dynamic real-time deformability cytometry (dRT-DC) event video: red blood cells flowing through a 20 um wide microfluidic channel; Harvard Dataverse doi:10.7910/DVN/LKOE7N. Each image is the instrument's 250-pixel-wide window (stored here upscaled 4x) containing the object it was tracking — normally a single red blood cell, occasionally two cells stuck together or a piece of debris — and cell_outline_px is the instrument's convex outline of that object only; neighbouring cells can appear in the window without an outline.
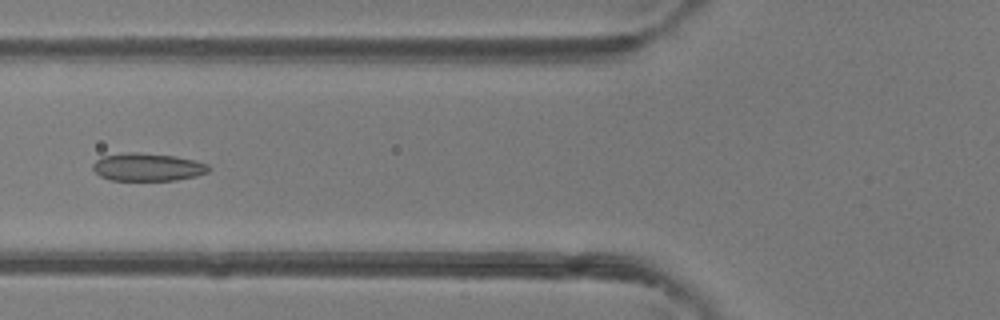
{"species": "common noctule bat (a hibernating species)", "species_latin": "Nyctalus noctula", "temperature_condition": "room temperature", "stored_images_in_passage": 22, "camera_frame_rate_fps": 3000, "um_per_image_px": 0.085, "animal": {"sex": "female"}, "frame": {"image": 1, "passage_image": 12, "time_ms": 3.667, "image_size_px": [1000, 320], "cell_outline_px": [[212, 168], [208, 172], [196, 176], [176, 180], [112, 180], [100, 176], [92, 168], [92, 164], [100, 156], [124, 152], [140, 152], [176, 156], [196, 160], [208, 164]], "centroid_in_image_um": [12.56, 14.19], "position_along_channel_um": 113.2, "area_um2": 19.07}}
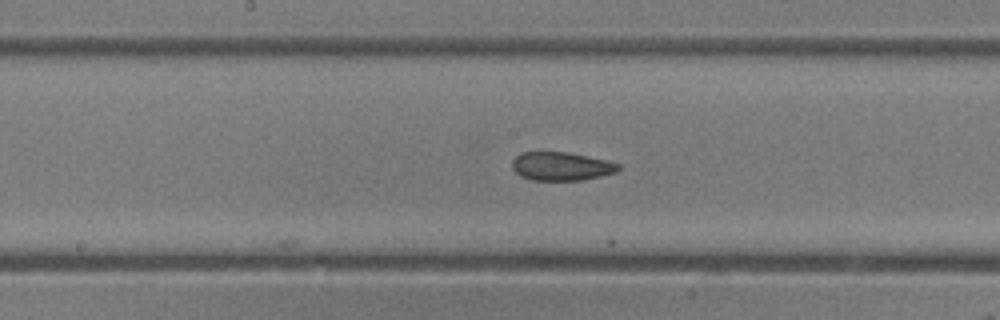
{"frame": {"image": 2, "passage_image": 18, "time_ms": 5.667, "image_size_px": [1000, 320], "cell_outline_px": [[620, 168], [616, 172], [584, 180], [532, 180], [520, 176], [512, 168], [512, 160], [520, 152], [568, 152], [608, 160], [620, 164]], "centroid_in_image_um": [47.71, 14.13], "position_along_channel_um": 200.5, "area_um2": 17.74}}